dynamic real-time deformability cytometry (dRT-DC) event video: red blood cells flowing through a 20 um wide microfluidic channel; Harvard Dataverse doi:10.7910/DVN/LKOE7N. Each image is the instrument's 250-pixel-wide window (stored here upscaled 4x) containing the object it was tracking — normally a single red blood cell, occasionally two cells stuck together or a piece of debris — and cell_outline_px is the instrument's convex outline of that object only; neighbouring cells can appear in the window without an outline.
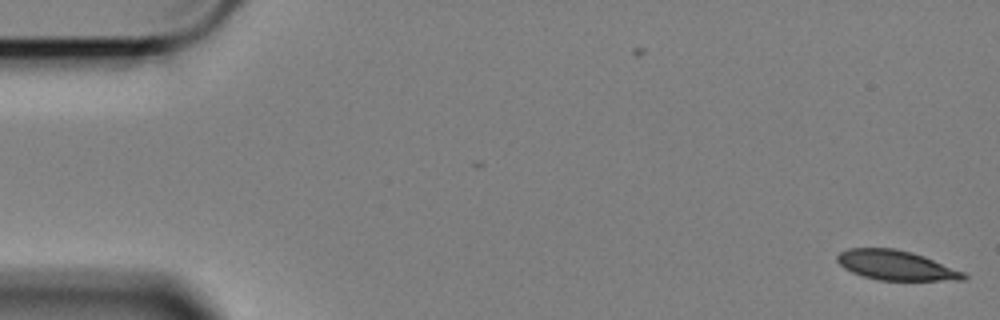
{"species": "Egyptian fruit bat (a non-hibernating species)", "species_latin": "Rousettus aegyptiacus", "temperature_condition": "cold", "stored_images_in_passage": 3, "camera_frame_rate_fps": 3000, "um_per_image_px": 0.085, "animal": {"sex": "female"}, "frame": {"image": 1, "passage_image": 3, "time_ms": 0.667, "image_size_px": [1000, 320], "cell_outline_px": [[968, 276], [964, 280], [880, 280], [864, 276], [852, 272], [844, 268], [836, 260], [836, 256], [840, 252], [848, 248], [896, 248], [912, 252], [924, 256], [964, 272]], "centroid_in_image_um": [76.15, 22.54], "position_along_channel_um": 8.9, "area_um2": 21.79}}